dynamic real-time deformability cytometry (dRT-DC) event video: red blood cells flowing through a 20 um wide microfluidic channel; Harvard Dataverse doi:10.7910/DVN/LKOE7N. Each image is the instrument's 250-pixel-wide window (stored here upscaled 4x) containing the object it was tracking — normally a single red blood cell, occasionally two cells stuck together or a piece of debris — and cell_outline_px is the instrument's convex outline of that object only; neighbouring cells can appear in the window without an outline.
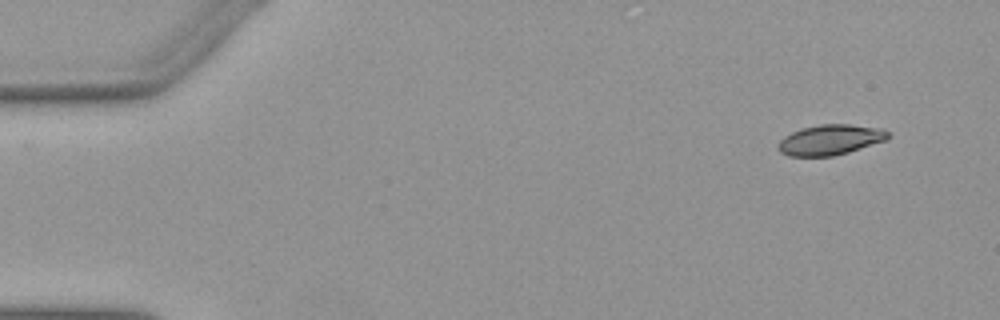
{"species": "Egyptian fruit bat (a non-hibernating species)", "species_latin": "Rousettus aegyptiacus", "temperature_condition": "warm", "stored_images_in_passage": 49, "camera_frame_rate_fps": 3000, "um_per_image_px": 0.085, "animal": {"sex": "female"}, "frame": {"image": 1, "passage_image": 1, "time_ms": 0.0, "image_size_px": [1000, 320], "cell_outline_px": [[892, 136], [888, 140], [848, 152], [832, 156], [788, 156], [780, 152], [776, 148], [780, 140], [784, 136], [800, 128], [820, 124], [848, 124], [884, 128], [892, 132]], "centroid_in_image_um": [70.62, 11.87], "position_along_channel_um": 14.4, "area_um2": 19.83}}
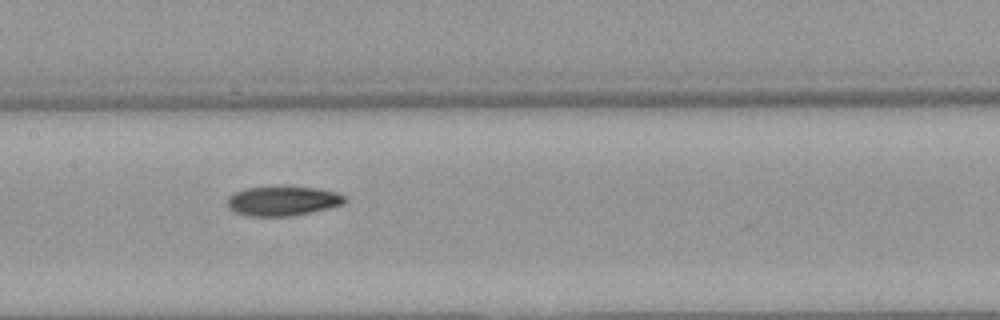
{"frame": {"image": 2, "passage_image": 23, "time_ms": 7.333, "image_size_px": [1000, 320], "cell_outline_px": [[348, 200], [344, 204], [328, 208], [292, 216], [248, 216], [236, 212], [228, 208], [228, 196], [244, 188], [316, 188], [336, 192], [344, 196]], "centroid_in_image_um": [24.04, 17.1], "position_along_channel_um": 183.4, "area_um2": 19.77}}
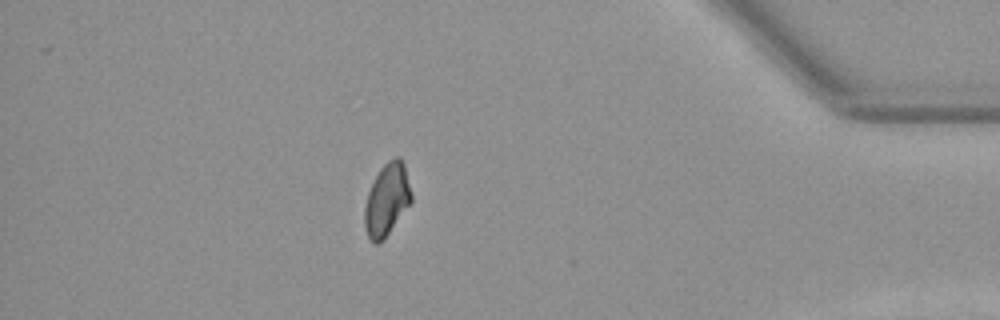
{"frame": {"image": 3, "passage_image": 43, "time_ms": 14.0, "image_size_px": [1000, 320], "cell_outline_px": [[412, 200], [384, 240], [376, 244], [372, 244], [364, 228], [364, 208], [368, 192], [380, 168], [388, 160], [396, 156], [400, 156], [404, 164], [412, 192]], "centroid_in_image_um": [32.88, 16.98], "position_along_channel_um": 402.3, "area_um2": 19.77}}